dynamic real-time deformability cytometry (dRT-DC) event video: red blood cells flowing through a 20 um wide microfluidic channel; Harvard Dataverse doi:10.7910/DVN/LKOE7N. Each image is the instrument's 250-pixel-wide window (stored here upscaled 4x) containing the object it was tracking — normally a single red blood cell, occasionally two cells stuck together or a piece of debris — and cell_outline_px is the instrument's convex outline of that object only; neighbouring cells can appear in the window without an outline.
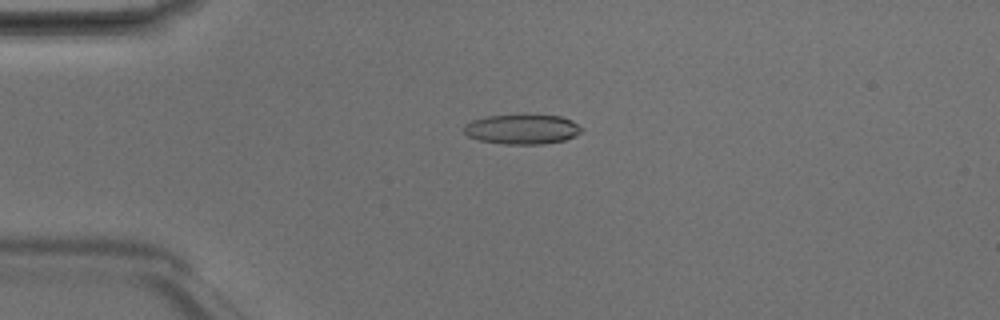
{"species": "Egyptian fruit bat (a non-hibernating species)", "species_latin": "Rousettus aegyptiacus", "temperature_condition": "room temperature", "stored_images_in_passage": 48, "camera_frame_rate_fps": 3000, "um_per_image_px": 0.085, "animal": {"sex": "male"}, "frame": {"image": 1, "passage_image": 11, "time_ms": 3.333, "image_size_px": [1000, 320], "cell_outline_px": [[584, 128], [580, 132], [564, 140], [544, 144], [504, 144], [480, 140], [468, 136], [464, 132], [464, 124], [472, 120], [488, 116], [524, 112], [560, 116], [572, 120]], "centroid_in_image_um": [44.38, 10.94], "position_along_channel_um": 40.6, "area_um2": 21.1}}
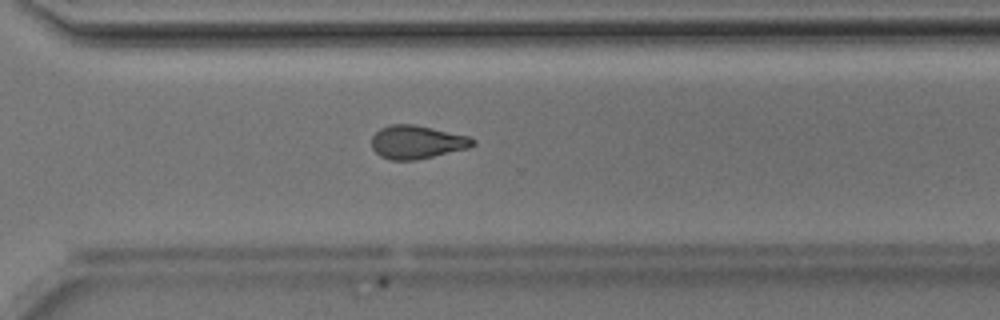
{"frame": {"image": 2, "passage_image": 34, "time_ms": 11.0, "image_size_px": [1000, 320], "cell_outline_px": [[476, 144], [468, 148], [416, 160], [388, 160], [380, 156], [372, 148], [372, 136], [380, 128], [392, 124], [416, 124], [468, 136], [476, 140]], "centroid_in_image_um": [35.43, 12.07], "position_along_channel_um": 335.2, "area_um2": 19.71}}
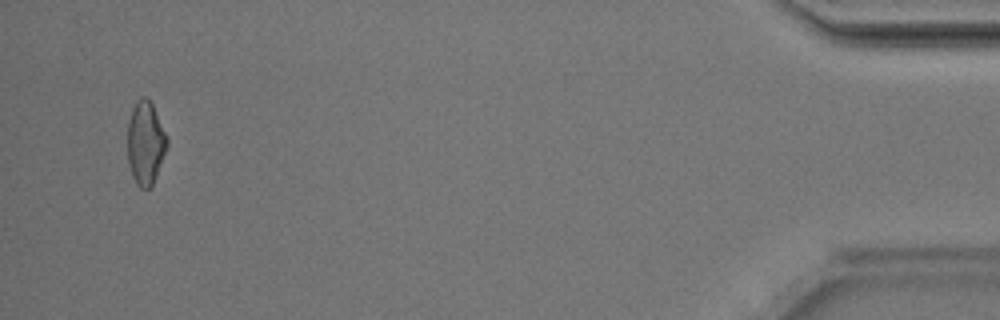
{"frame": {"image": 3, "passage_image": 46, "time_ms": 15.0, "image_size_px": [1000, 320], "cell_outline_px": [[168, 144], [152, 188], [140, 188], [136, 184], [132, 176], [128, 160], [128, 120], [132, 108], [136, 100], [140, 96], [144, 96], [152, 104], [168, 140]], "centroid_in_image_um": [12.35, 12.17], "position_along_channel_um": 422.8, "area_um2": 19.13}, "authors_computed_cell_mechanics": {"area_um2": 20.1722, "velocity_mm_per_s": 4.2105, "shape_relaxation_time_tau1_ms": null, "shape_relaxation_time_tau2_ms": 4.4471, "deformation_change_tau1": null, "deformation_change_tau2": 0.1337}}